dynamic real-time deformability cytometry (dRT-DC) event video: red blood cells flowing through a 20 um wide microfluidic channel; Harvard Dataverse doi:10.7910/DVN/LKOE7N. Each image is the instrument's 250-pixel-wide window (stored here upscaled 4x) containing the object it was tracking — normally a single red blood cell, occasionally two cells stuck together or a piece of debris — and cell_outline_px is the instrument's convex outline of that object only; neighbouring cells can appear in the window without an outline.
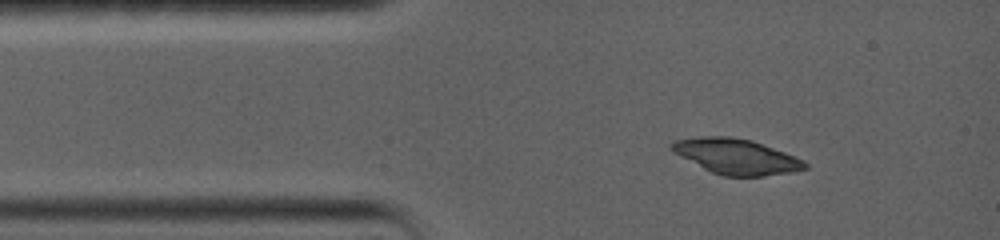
{"species": "common noctule bat (a hibernating species)", "species_latin": "Nyctalus noctula", "temperature_condition": "warm", "stored_images_in_passage": 2, "camera_frame_rate_fps": 5000, "um_per_image_px": 0.085, "animal": {"sex": "female", "body_mass_g": 19.0, "forearm_length_mm": 56.7}, "frame": {"image": 1, "passage_image": 1, "time_ms": 0.0, "image_size_px": [1000, 240], "cell_outline_px": [[808, 168], [792, 172], [764, 176], [724, 176], [712, 172], [672, 152], [668, 148], [668, 144], [672, 140], [696, 136], [732, 136], [752, 140], [784, 152], [804, 160], [808, 164]], "centroid_in_image_um": [62.54, 13.28], "position_along_channel_um": 22.5, "area_um2": 27.63}}